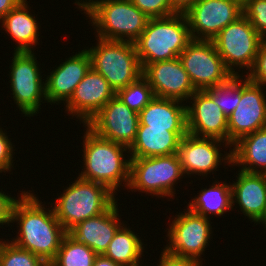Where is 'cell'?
I'll list each match as a JSON object with an SVG mask.
<instances>
[{
  "label": "cell",
  "instance_id": "obj_31",
  "mask_svg": "<svg viewBox=\"0 0 266 266\" xmlns=\"http://www.w3.org/2000/svg\"><path fill=\"white\" fill-rule=\"evenodd\" d=\"M39 256L22 249L9 240H0V266H45Z\"/></svg>",
  "mask_w": 266,
  "mask_h": 266
},
{
  "label": "cell",
  "instance_id": "obj_28",
  "mask_svg": "<svg viewBox=\"0 0 266 266\" xmlns=\"http://www.w3.org/2000/svg\"><path fill=\"white\" fill-rule=\"evenodd\" d=\"M97 254L87 245L76 241L68 233L63 237L53 266H93Z\"/></svg>",
  "mask_w": 266,
  "mask_h": 266
},
{
  "label": "cell",
  "instance_id": "obj_38",
  "mask_svg": "<svg viewBox=\"0 0 266 266\" xmlns=\"http://www.w3.org/2000/svg\"><path fill=\"white\" fill-rule=\"evenodd\" d=\"M197 0H169L171 8L176 13L185 14Z\"/></svg>",
  "mask_w": 266,
  "mask_h": 266
},
{
  "label": "cell",
  "instance_id": "obj_5",
  "mask_svg": "<svg viewBox=\"0 0 266 266\" xmlns=\"http://www.w3.org/2000/svg\"><path fill=\"white\" fill-rule=\"evenodd\" d=\"M115 195L107 186L78 176L52 206L56 218L68 233L82 221L107 211L116 202Z\"/></svg>",
  "mask_w": 266,
  "mask_h": 266
},
{
  "label": "cell",
  "instance_id": "obj_34",
  "mask_svg": "<svg viewBox=\"0 0 266 266\" xmlns=\"http://www.w3.org/2000/svg\"><path fill=\"white\" fill-rule=\"evenodd\" d=\"M246 75L250 81L266 86V40L261 43L254 65Z\"/></svg>",
  "mask_w": 266,
  "mask_h": 266
},
{
  "label": "cell",
  "instance_id": "obj_30",
  "mask_svg": "<svg viewBox=\"0 0 266 266\" xmlns=\"http://www.w3.org/2000/svg\"><path fill=\"white\" fill-rule=\"evenodd\" d=\"M116 96L137 113H140L155 97L152 87L143 76L128 86L119 89Z\"/></svg>",
  "mask_w": 266,
  "mask_h": 266
},
{
  "label": "cell",
  "instance_id": "obj_22",
  "mask_svg": "<svg viewBox=\"0 0 266 266\" xmlns=\"http://www.w3.org/2000/svg\"><path fill=\"white\" fill-rule=\"evenodd\" d=\"M187 131H167L139 125L136 139L129 148L130 158L156 157L178 152L181 139Z\"/></svg>",
  "mask_w": 266,
  "mask_h": 266
},
{
  "label": "cell",
  "instance_id": "obj_18",
  "mask_svg": "<svg viewBox=\"0 0 266 266\" xmlns=\"http://www.w3.org/2000/svg\"><path fill=\"white\" fill-rule=\"evenodd\" d=\"M186 105L187 132L198 137H211L228 144V121L220 107L205 90H197Z\"/></svg>",
  "mask_w": 266,
  "mask_h": 266
},
{
  "label": "cell",
  "instance_id": "obj_37",
  "mask_svg": "<svg viewBox=\"0 0 266 266\" xmlns=\"http://www.w3.org/2000/svg\"><path fill=\"white\" fill-rule=\"evenodd\" d=\"M0 191V225L9 224L11 223V217H12V209L14 206V203L18 200L15 197H11L7 193Z\"/></svg>",
  "mask_w": 266,
  "mask_h": 266
},
{
  "label": "cell",
  "instance_id": "obj_2",
  "mask_svg": "<svg viewBox=\"0 0 266 266\" xmlns=\"http://www.w3.org/2000/svg\"><path fill=\"white\" fill-rule=\"evenodd\" d=\"M86 126V127H85ZM83 137V171L79 177L88 181L101 183L116 194L118 187L130 182V158H125L129 148L98 136L87 125ZM125 151V152H124Z\"/></svg>",
  "mask_w": 266,
  "mask_h": 266
},
{
  "label": "cell",
  "instance_id": "obj_27",
  "mask_svg": "<svg viewBox=\"0 0 266 266\" xmlns=\"http://www.w3.org/2000/svg\"><path fill=\"white\" fill-rule=\"evenodd\" d=\"M143 245L139 235L123 224L103 255L122 266H140V259L144 256Z\"/></svg>",
  "mask_w": 266,
  "mask_h": 266
},
{
  "label": "cell",
  "instance_id": "obj_14",
  "mask_svg": "<svg viewBox=\"0 0 266 266\" xmlns=\"http://www.w3.org/2000/svg\"><path fill=\"white\" fill-rule=\"evenodd\" d=\"M139 123V113L115 96L87 126L98 136L130 148L136 139Z\"/></svg>",
  "mask_w": 266,
  "mask_h": 266
},
{
  "label": "cell",
  "instance_id": "obj_42",
  "mask_svg": "<svg viewBox=\"0 0 266 266\" xmlns=\"http://www.w3.org/2000/svg\"><path fill=\"white\" fill-rule=\"evenodd\" d=\"M235 1H237L242 6L247 2V0H235Z\"/></svg>",
  "mask_w": 266,
  "mask_h": 266
},
{
  "label": "cell",
  "instance_id": "obj_23",
  "mask_svg": "<svg viewBox=\"0 0 266 266\" xmlns=\"http://www.w3.org/2000/svg\"><path fill=\"white\" fill-rule=\"evenodd\" d=\"M182 101L154 97L139 113V125L167 131H187L186 106Z\"/></svg>",
  "mask_w": 266,
  "mask_h": 266
},
{
  "label": "cell",
  "instance_id": "obj_8",
  "mask_svg": "<svg viewBox=\"0 0 266 266\" xmlns=\"http://www.w3.org/2000/svg\"><path fill=\"white\" fill-rule=\"evenodd\" d=\"M212 41L225 67L232 75H240L235 70L237 67L238 69L246 67L248 71L252 69L264 39L242 14L223 28Z\"/></svg>",
  "mask_w": 266,
  "mask_h": 266
},
{
  "label": "cell",
  "instance_id": "obj_40",
  "mask_svg": "<svg viewBox=\"0 0 266 266\" xmlns=\"http://www.w3.org/2000/svg\"><path fill=\"white\" fill-rule=\"evenodd\" d=\"M93 266H122L118 263L113 262L111 259L105 257L103 254L102 255H97Z\"/></svg>",
  "mask_w": 266,
  "mask_h": 266
},
{
  "label": "cell",
  "instance_id": "obj_4",
  "mask_svg": "<svg viewBox=\"0 0 266 266\" xmlns=\"http://www.w3.org/2000/svg\"><path fill=\"white\" fill-rule=\"evenodd\" d=\"M192 40L186 15L176 13L163 18H149L134 44L142 66L176 59Z\"/></svg>",
  "mask_w": 266,
  "mask_h": 266
},
{
  "label": "cell",
  "instance_id": "obj_39",
  "mask_svg": "<svg viewBox=\"0 0 266 266\" xmlns=\"http://www.w3.org/2000/svg\"><path fill=\"white\" fill-rule=\"evenodd\" d=\"M22 0H0V21L12 9H14Z\"/></svg>",
  "mask_w": 266,
  "mask_h": 266
},
{
  "label": "cell",
  "instance_id": "obj_21",
  "mask_svg": "<svg viewBox=\"0 0 266 266\" xmlns=\"http://www.w3.org/2000/svg\"><path fill=\"white\" fill-rule=\"evenodd\" d=\"M237 175L231 184L233 206L238 203L243 215L258 223L266 210V174L241 170Z\"/></svg>",
  "mask_w": 266,
  "mask_h": 266
},
{
  "label": "cell",
  "instance_id": "obj_43",
  "mask_svg": "<svg viewBox=\"0 0 266 266\" xmlns=\"http://www.w3.org/2000/svg\"><path fill=\"white\" fill-rule=\"evenodd\" d=\"M45 266H53V265H51L50 263H47Z\"/></svg>",
  "mask_w": 266,
  "mask_h": 266
},
{
  "label": "cell",
  "instance_id": "obj_11",
  "mask_svg": "<svg viewBox=\"0 0 266 266\" xmlns=\"http://www.w3.org/2000/svg\"><path fill=\"white\" fill-rule=\"evenodd\" d=\"M209 218L191 212L175 216L168 229V245L164 248L169 254L202 262L201 255L209 246L212 226Z\"/></svg>",
  "mask_w": 266,
  "mask_h": 266
},
{
  "label": "cell",
  "instance_id": "obj_12",
  "mask_svg": "<svg viewBox=\"0 0 266 266\" xmlns=\"http://www.w3.org/2000/svg\"><path fill=\"white\" fill-rule=\"evenodd\" d=\"M244 77L241 80V99L227 118L230 147L242 137L266 127L265 87Z\"/></svg>",
  "mask_w": 266,
  "mask_h": 266
},
{
  "label": "cell",
  "instance_id": "obj_33",
  "mask_svg": "<svg viewBox=\"0 0 266 266\" xmlns=\"http://www.w3.org/2000/svg\"><path fill=\"white\" fill-rule=\"evenodd\" d=\"M149 18H163L176 14L169 0H131Z\"/></svg>",
  "mask_w": 266,
  "mask_h": 266
},
{
  "label": "cell",
  "instance_id": "obj_3",
  "mask_svg": "<svg viewBox=\"0 0 266 266\" xmlns=\"http://www.w3.org/2000/svg\"><path fill=\"white\" fill-rule=\"evenodd\" d=\"M75 4L91 19L96 37L104 40L134 43L149 20L131 0H76Z\"/></svg>",
  "mask_w": 266,
  "mask_h": 266
},
{
  "label": "cell",
  "instance_id": "obj_35",
  "mask_svg": "<svg viewBox=\"0 0 266 266\" xmlns=\"http://www.w3.org/2000/svg\"><path fill=\"white\" fill-rule=\"evenodd\" d=\"M5 131L0 128V173L11 171L13 164V147Z\"/></svg>",
  "mask_w": 266,
  "mask_h": 266
},
{
  "label": "cell",
  "instance_id": "obj_41",
  "mask_svg": "<svg viewBox=\"0 0 266 266\" xmlns=\"http://www.w3.org/2000/svg\"><path fill=\"white\" fill-rule=\"evenodd\" d=\"M261 223L263 224V226L265 225V228H266V210H265V213H264L263 217L258 222V224H261Z\"/></svg>",
  "mask_w": 266,
  "mask_h": 266
},
{
  "label": "cell",
  "instance_id": "obj_26",
  "mask_svg": "<svg viewBox=\"0 0 266 266\" xmlns=\"http://www.w3.org/2000/svg\"><path fill=\"white\" fill-rule=\"evenodd\" d=\"M210 188H204L187 204L188 209L197 215L210 219L211 215L222 216L227 210H233L232 187L226 182L212 183ZM209 215V217H208Z\"/></svg>",
  "mask_w": 266,
  "mask_h": 266
},
{
  "label": "cell",
  "instance_id": "obj_29",
  "mask_svg": "<svg viewBox=\"0 0 266 266\" xmlns=\"http://www.w3.org/2000/svg\"><path fill=\"white\" fill-rule=\"evenodd\" d=\"M242 77L233 75L226 83L205 89L227 118L238 106L241 99Z\"/></svg>",
  "mask_w": 266,
  "mask_h": 266
},
{
  "label": "cell",
  "instance_id": "obj_13",
  "mask_svg": "<svg viewBox=\"0 0 266 266\" xmlns=\"http://www.w3.org/2000/svg\"><path fill=\"white\" fill-rule=\"evenodd\" d=\"M242 14L235 0H197L185 13L194 40H212Z\"/></svg>",
  "mask_w": 266,
  "mask_h": 266
},
{
  "label": "cell",
  "instance_id": "obj_24",
  "mask_svg": "<svg viewBox=\"0 0 266 266\" xmlns=\"http://www.w3.org/2000/svg\"><path fill=\"white\" fill-rule=\"evenodd\" d=\"M28 9L27 0H22L0 21L3 26L1 28H4L3 30L10 34V37L18 44L14 51H32L33 47L38 44V24L40 23Z\"/></svg>",
  "mask_w": 266,
  "mask_h": 266
},
{
  "label": "cell",
  "instance_id": "obj_6",
  "mask_svg": "<svg viewBox=\"0 0 266 266\" xmlns=\"http://www.w3.org/2000/svg\"><path fill=\"white\" fill-rule=\"evenodd\" d=\"M96 46L86 49L91 68L100 73L117 92L142 76L135 44L97 38Z\"/></svg>",
  "mask_w": 266,
  "mask_h": 266
},
{
  "label": "cell",
  "instance_id": "obj_1",
  "mask_svg": "<svg viewBox=\"0 0 266 266\" xmlns=\"http://www.w3.org/2000/svg\"><path fill=\"white\" fill-rule=\"evenodd\" d=\"M20 195L14 203L11 217V223L17 222L19 231L17 237L10 241L50 263L67 232L56 218L53 206L50 210L46 209L44 204L28 191H22Z\"/></svg>",
  "mask_w": 266,
  "mask_h": 266
},
{
  "label": "cell",
  "instance_id": "obj_15",
  "mask_svg": "<svg viewBox=\"0 0 266 266\" xmlns=\"http://www.w3.org/2000/svg\"><path fill=\"white\" fill-rule=\"evenodd\" d=\"M221 142L224 143L225 141L187 133L181 139L177 152L184 174L187 176L198 174L206 177L211 172L216 171L225 160L224 164L229 163L231 165V149H229V153L223 155L220 152L222 151L220 150Z\"/></svg>",
  "mask_w": 266,
  "mask_h": 266
},
{
  "label": "cell",
  "instance_id": "obj_10",
  "mask_svg": "<svg viewBox=\"0 0 266 266\" xmlns=\"http://www.w3.org/2000/svg\"><path fill=\"white\" fill-rule=\"evenodd\" d=\"M196 90L226 83L233 75L212 40H192L178 56Z\"/></svg>",
  "mask_w": 266,
  "mask_h": 266
},
{
  "label": "cell",
  "instance_id": "obj_7",
  "mask_svg": "<svg viewBox=\"0 0 266 266\" xmlns=\"http://www.w3.org/2000/svg\"><path fill=\"white\" fill-rule=\"evenodd\" d=\"M184 175L178 154L130 158V182L127 189L157 197H173L175 183ZM133 189V190H132Z\"/></svg>",
  "mask_w": 266,
  "mask_h": 266
},
{
  "label": "cell",
  "instance_id": "obj_20",
  "mask_svg": "<svg viewBox=\"0 0 266 266\" xmlns=\"http://www.w3.org/2000/svg\"><path fill=\"white\" fill-rule=\"evenodd\" d=\"M116 203L117 201L102 214L77 224L68 234L76 241L90 247L97 255L104 254L115 233L124 224L119 219Z\"/></svg>",
  "mask_w": 266,
  "mask_h": 266
},
{
  "label": "cell",
  "instance_id": "obj_16",
  "mask_svg": "<svg viewBox=\"0 0 266 266\" xmlns=\"http://www.w3.org/2000/svg\"><path fill=\"white\" fill-rule=\"evenodd\" d=\"M142 76L152 87L155 97L188 101L197 91L180 59L142 65Z\"/></svg>",
  "mask_w": 266,
  "mask_h": 266
},
{
  "label": "cell",
  "instance_id": "obj_36",
  "mask_svg": "<svg viewBox=\"0 0 266 266\" xmlns=\"http://www.w3.org/2000/svg\"><path fill=\"white\" fill-rule=\"evenodd\" d=\"M157 266H202L203 262L169 254L165 249L161 252ZM202 263V264H201Z\"/></svg>",
  "mask_w": 266,
  "mask_h": 266
},
{
  "label": "cell",
  "instance_id": "obj_32",
  "mask_svg": "<svg viewBox=\"0 0 266 266\" xmlns=\"http://www.w3.org/2000/svg\"><path fill=\"white\" fill-rule=\"evenodd\" d=\"M242 11L260 36L266 40V0H247L242 6Z\"/></svg>",
  "mask_w": 266,
  "mask_h": 266
},
{
  "label": "cell",
  "instance_id": "obj_19",
  "mask_svg": "<svg viewBox=\"0 0 266 266\" xmlns=\"http://www.w3.org/2000/svg\"><path fill=\"white\" fill-rule=\"evenodd\" d=\"M91 68V60L86 49L67 58L45 80L47 103H65L71 98L76 86ZM58 102V103H57Z\"/></svg>",
  "mask_w": 266,
  "mask_h": 266
},
{
  "label": "cell",
  "instance_id": "obj_25",
  "mask_svg": "<svg viewBox=\"0 0 266 266\" xmlns=\"http://www.w3.org/2000/svg\"><path fill=\"white\" fill-rule=\"evenodd\" d=\"M231 147L233 166H242L239 170L250 173L266 174V127L242 137Z\"/></svg>",
  "mask_w": 266,
  "mask_h": 266
},
{
  "label": "cell",
  "instance_id": "obj_17",
  "mask_svg": "<svg viewBox=\"0 0 266 266\" xmlns=\"http://www.w3.org/2000/svg\"><path fill=\"white\" fill-rule=\"evenodd\" d=\"M116 96L108 81L92 68L76 86L71 98L66 102L68 114L79 118L84 125Z\"/></svg>",
  "mask_w": 266,
  "mask_h": 266
},
{
  "label": "cell",
  "instance_id": "obj_9",
  "mask_svg": "<svg viewBox=\"0 0 266 266\" xmlns=\"http://www.w3.org/2000/svg\"><path fill=\"white\" fill-rule=\"evenodd\" d=\"M33 52L14 51L12 64L9 66L12 98L22 114L28 117L38 114L41 102L47 101L40 65Z\"/></svg>",
  "mask_w": 266,
  "mask_h": 266
}]
</instances>
